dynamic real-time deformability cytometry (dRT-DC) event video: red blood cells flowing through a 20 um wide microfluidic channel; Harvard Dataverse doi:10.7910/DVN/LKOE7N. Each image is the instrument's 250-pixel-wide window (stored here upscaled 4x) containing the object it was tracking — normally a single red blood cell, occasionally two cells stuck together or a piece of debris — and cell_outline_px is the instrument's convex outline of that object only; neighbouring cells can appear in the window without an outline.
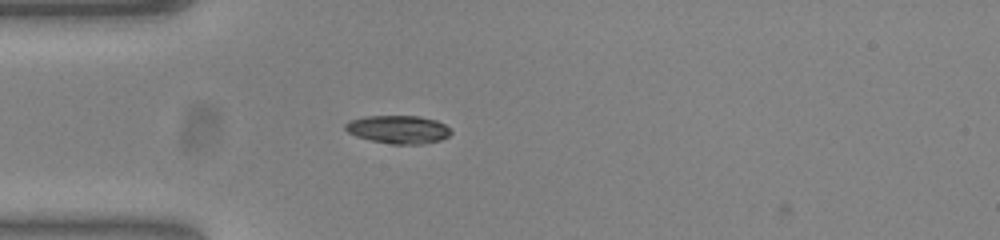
{"species": "common noctule bat (a hibernating species)", "species_latin": "Nyctalus noctula", "temperature_condition": "warm", "stored_images_in_passage": 2, "camera_frame_rate_fps": 3000, "um_per_image_px": 0.085, "animal": {"sex": "female", "body_mass_g": 23.0, "forearm_length_mm": 53.4}, "frame": {"image": 1, "passage_image": 1, "time_ms": 0.0, "image_size_px": [1000, 240], "cell_outline_px": [[452, 132], [448, 136], [440, 140], [424, 144], [392, 144], [372, 140], [356, 136], [348, 132], [344, 128], [344, 124], [352, 120], [368, 116], [416, 116], [436, 120], [444, 124]], "centroid_in_image_um": [33.86, 11.01], "position_along_channel_um": 51.1, "area_um2": 17.11}}